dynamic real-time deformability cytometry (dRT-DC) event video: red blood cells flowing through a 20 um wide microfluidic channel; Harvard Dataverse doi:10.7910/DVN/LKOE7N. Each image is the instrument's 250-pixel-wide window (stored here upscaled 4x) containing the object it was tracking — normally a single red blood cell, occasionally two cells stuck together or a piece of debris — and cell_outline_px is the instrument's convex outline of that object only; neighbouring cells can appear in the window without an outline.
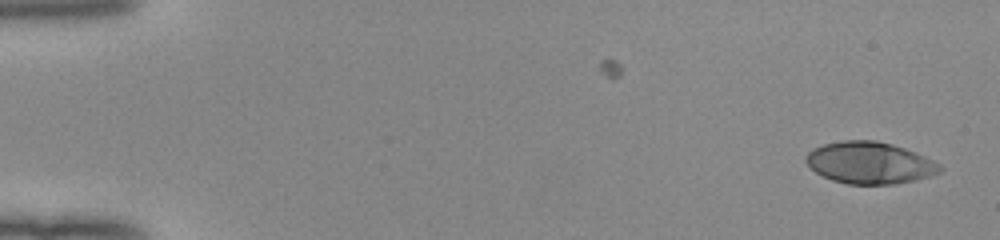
{"species": "human", "species_latin": "Homo sapiens", "temperature_condition": "room temperature", "stored_images_in_passage": 51, "camera_frame_rate_fps": 3000, "um_per_image_px": 0.085, "donor": {"sex": "female"}, "frame": {"image": 1, "passage_image": 1, "time_ms": 0.0, "image_size_px": [1000, 240], "cell_outline_px": [[944, 168], [940, 172], [932, 176], [896, 184], [848, 184], [832, 180], [808, 168], [804, 160], [808, 152], [812, 148], [824, 144], [844, 140], [876, 140], [892, 144], [904, 148], [924, 156], [940, 164]], "centroid_in_image_um": [73.91, 13.84], "position_along_channel_um": 11.1, "area_um2": 32.83}}
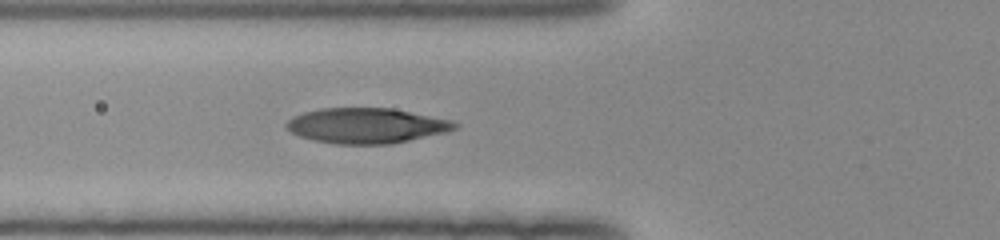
{"frame": {"image": 2, "passage_image": 19, "time_ms": 6.0, "image_size_px": [1000, 240], "cell_outline_px": [[460, 124], [456, 128], [448, 132], [392, 144], [336, 144], [312, 140], [300, 136], [292, 132], [284, 124], [288, 120], [304, 112], [320, 108], [392, 108], [452, 120]], "centroid_in_image_um": [31.19, 10.68], "position_along_channel_um": 94.6, "area_um2": 34.68}}
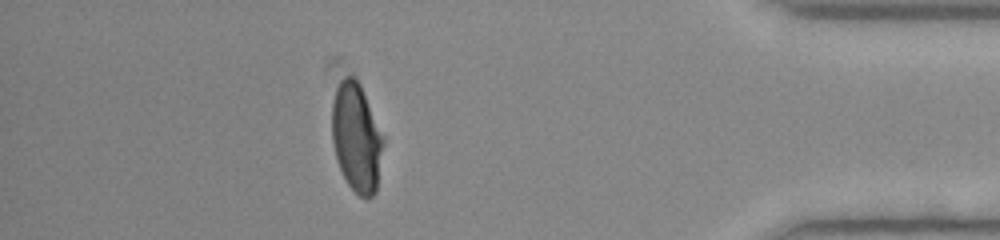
{"frame": {"image": 3, "passage_image": 45, "time_ms": 14.667, "image_size_px": [1000, 240], "cell_outline_px": [[384, 140], [376, 192], [372, 196], [364, 200], [348, 184], [336, 160], [332, 140], [332, 100], [336, 88], [340, 80], [344, 76], [352, 76], [360, 84], [384, 136]], "centroid_in_image_um": [30.3, 11.69], "position_along_channel_um": 404.9, "area_um2": 32.6}, "authors_computed_cell_mechanics": {"area_um2": 33.9286, "velocity_mm_per_s": 4.0277, "shape_relaxation_time_tau1_ms": 4.1338, "shape_relaxation_time_tau2_ms": 0.8352, "deformation_change_tau1": 0.2023, "deformation_change_tau2": 0.0575}}